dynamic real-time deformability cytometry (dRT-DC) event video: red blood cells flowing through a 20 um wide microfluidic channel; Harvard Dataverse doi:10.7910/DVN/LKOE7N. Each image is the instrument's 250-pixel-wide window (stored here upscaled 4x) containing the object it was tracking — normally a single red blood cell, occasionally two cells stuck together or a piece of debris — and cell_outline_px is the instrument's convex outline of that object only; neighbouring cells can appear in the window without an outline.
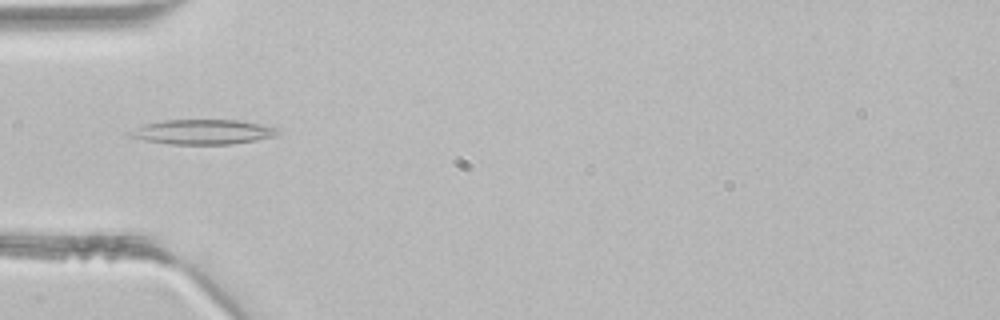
{"species": "common noctule bat (a hibernating species)", "species_latin": "Nyctalus noctula", "temperature_condition": "room temperature", "stored_images_in_passage": 4, "camera_frame_rate_fps": 3000, "um_per_image_px": 0.085, "animal": {"sex": "male", "body_mass_g": 21.5, "forearm_length_mm": 52.0}, "frame": {"image": 1, "passage_image": 4, "time_ms": 1.0, "image_size_px": [1000, 320], "cell_outline_px": [[280, 132], [276, 136], [256, 140], [232, 144], [172, 144], [144, 140], [128, 136], [124, 132], [144, 124], [160, 120], [240, 120], [260, 124], [276, 128]], "centroid_in_image_um": [17.18, 11.21], "position_along_channel_um": 67.8, "area_um2": 21.5}}